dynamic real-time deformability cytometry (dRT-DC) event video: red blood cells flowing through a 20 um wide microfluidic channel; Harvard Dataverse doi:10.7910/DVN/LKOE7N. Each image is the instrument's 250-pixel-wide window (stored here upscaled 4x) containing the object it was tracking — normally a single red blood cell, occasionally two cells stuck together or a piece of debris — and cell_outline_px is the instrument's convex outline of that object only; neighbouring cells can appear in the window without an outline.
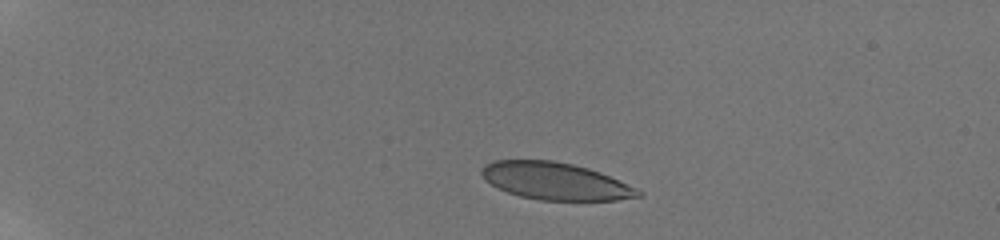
{"species": "human", "species_latin": "Homo sapiens", "temperature_condition": "room temperature", "stored_images_in_passage": 43, "camera_frame_rate_fps": 3000, "um_per_image_px": 0.085, "donor": {"sex": "male"}, "frame": {"image": 1, "passage_image": 1, "time_ms": 0.0, "image_size_px": [1000, 240], "cell_outline_px": [[644, 196], [616, 200], [540, 200], [520, 196], [508, 192], [484, 180], [480, 172], [480, 168], [484, 164], [496, 160], [552, 160], [572, 164], [588, 168], [600, 172], [636, 188], [644, 192]], "centroid_in_image_um": [47.2, 15.39], "position_along_channel_um": 37.8, "area_um2": 33.93}}
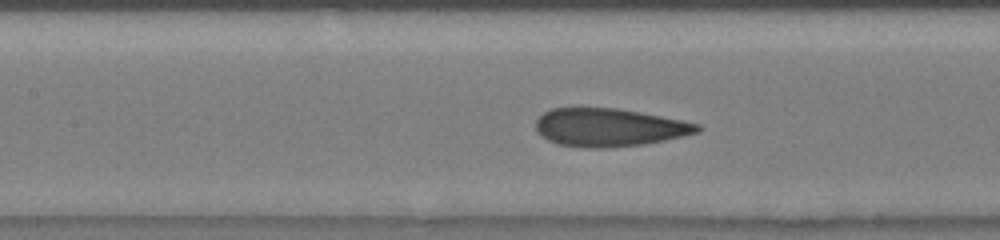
{"frame": {"image": 2, "passage_image": 17, "time_ms": 5.333, "image_size_px": [1000, 240], "cell_outline_px": [[700, 132], [664, 140], [644, 144], [608, 148], [584, 148], [556, 144], [548, 140], [536, 128], [536, 120], [544, 112], [552, 108], [616, 108], [640, 112], [684, 120], [700, 124]], "centroid_in_image_um": [51.8, 10.83], "position_along_channel_um": 155.6, "area_um2": 35.84}}
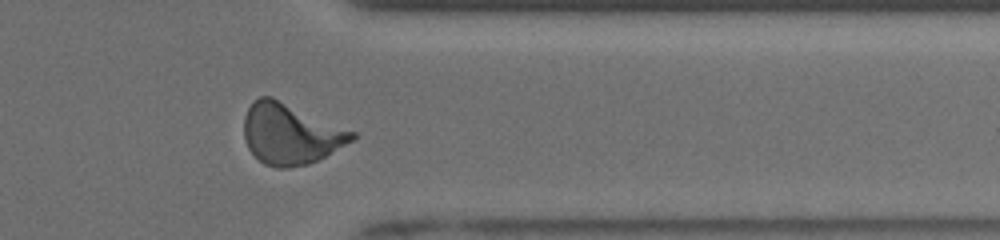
{"frame": {"image": 3, "passage_image": 35, "time_ms": 11.333, "image_size_px": [1000, 240], "cell_outline_px": [[356, 136], [352, 140], [324, 156], [308, 164], [288, 168], [276, 168], [264, 164], [248, 148], [244, 140], [244, 116], [252, 100], [260, 96], [272, 96], [356, 132]], "centroid_in_image_um": [24.65, 11.36], "position_along_channel_um": 386.8, "area_um2": 38.15}, "authors_computed_cell_mechanics": {"area_um2": 36.0672, "velocity_mm_per_s": 3.8835, "shape_relaxation_time_tau1_ms": 4.925, "shape_relaxation_time_tau2_ms": 0.8752, "deformation_change_tau1": 0.1638, "deformation_change_tau2": 0.0739}}